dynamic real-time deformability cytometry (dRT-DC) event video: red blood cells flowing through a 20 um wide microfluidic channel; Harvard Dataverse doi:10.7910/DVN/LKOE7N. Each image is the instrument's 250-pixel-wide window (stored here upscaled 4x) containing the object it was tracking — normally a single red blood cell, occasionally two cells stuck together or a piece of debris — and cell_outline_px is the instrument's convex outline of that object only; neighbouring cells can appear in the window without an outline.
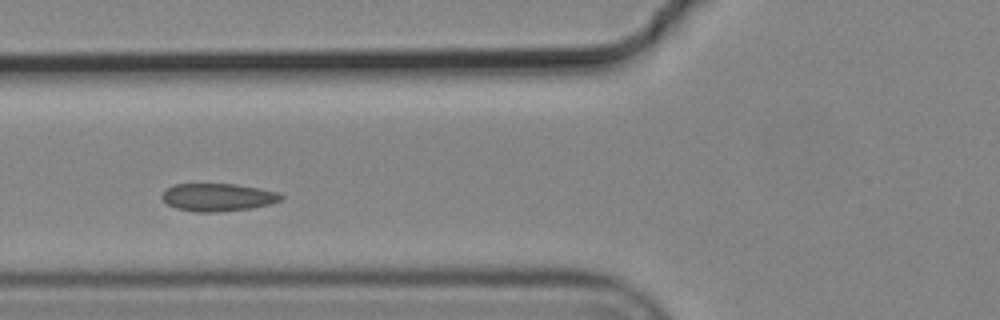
{"species": "common noctule bat (a hibernating species)", "species_latin": "Nyctalus noctula", "temperature_condition": "cold", "stored_images_in_passage": 3, "camera_frame_rate_fps": 3000, "um_per_image_px": 0.085, "animal": {"sex": "male", "body_mass_g": 19.2, "forearm_length_mm": 51.8}, "frame": {"image": 1, "passage_image": 3, "time_ms": 0.667, "image_size_px": [1000, 320], "cell_outline_px": [[284, 196], [280, 200], [268, 204], [248, 208], [216, 212], [196, 212], [176, 208], [168, 204], [160, 196], [172, 184], [236, 184], [276, 192]], "centroid_in_image_um": [18.46, 16.76], "position_along_channel_um": 107.3, "area_um2": 18.9}}